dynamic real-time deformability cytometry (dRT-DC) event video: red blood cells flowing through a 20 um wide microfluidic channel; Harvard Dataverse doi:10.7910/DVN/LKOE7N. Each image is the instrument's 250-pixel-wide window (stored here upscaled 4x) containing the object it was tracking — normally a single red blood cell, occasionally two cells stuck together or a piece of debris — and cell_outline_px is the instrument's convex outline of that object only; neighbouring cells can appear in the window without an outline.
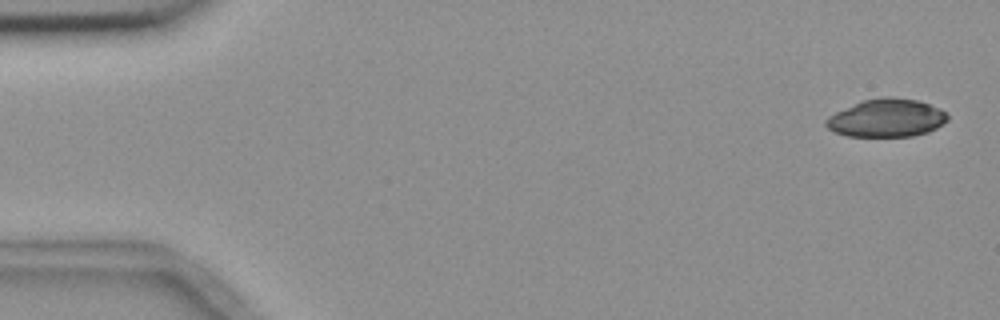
{"species": "common noctule bat (a hibernating species)", "species_latin": "Nyctalus noctula", "temperature_condition": "room temperature", "stored_images_in_passage": 4, "camera_frame_rate_fps": 3000, "um_per_image_px": 0.085, "animal": {"sex": "female", "body_mass_g": 18.4}, "frame": {"image": 1, "passage_image": 1, "time_ms": 0.0, "image_size_px": [1000, 320], "cell_outline_px": [[948, 120], [936, 128], [928, 132], [912, 136], [848, 136], [832, 132], [824, 124], [824, 120], [828, 116], [860, 100], [880, 96], [892, 96], [916, 100], [940, 108], [948, 112]], "centroid_in_image_um": [75.34, 10.02], "position_along_channel_um": 9.7, "area_um2": 27.28}}